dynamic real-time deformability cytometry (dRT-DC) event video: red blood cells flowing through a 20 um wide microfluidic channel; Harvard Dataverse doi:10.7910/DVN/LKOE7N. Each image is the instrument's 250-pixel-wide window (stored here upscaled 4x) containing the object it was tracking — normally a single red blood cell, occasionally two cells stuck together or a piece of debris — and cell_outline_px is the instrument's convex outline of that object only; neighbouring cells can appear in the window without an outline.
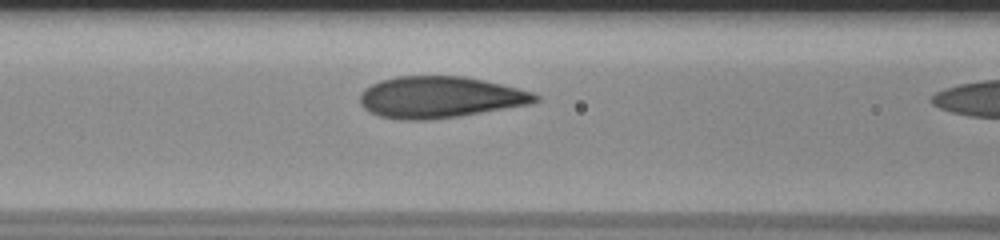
{"species": "human", "species_latin": "Homo sapiens", "temperature_condition": "room temperature", "stored_images_in_passage": 10, "camera_frame_rate_fps": 3000, "um_per_image_px": 0.085, "donor": {"sex": "male"}, "frame": {"image": 1, "passage_image": 9, "time_ms": 2.667, "image_size_px": [1000, 240], "cell_outline_px": [[540, 100], [532, 104], [456, 116], [428, 120], [400, 120], [380, 116], [368, 112], [360, 104], [360, 92], [364, 88], [380, 80], [396, 76], [464, 76], [484, 80], [532, 92], [540, 96]], "centroid_in_image_um": [37.36, 8.26], "position_along_channel_um": 129.2, "area_um2": 42.43}}